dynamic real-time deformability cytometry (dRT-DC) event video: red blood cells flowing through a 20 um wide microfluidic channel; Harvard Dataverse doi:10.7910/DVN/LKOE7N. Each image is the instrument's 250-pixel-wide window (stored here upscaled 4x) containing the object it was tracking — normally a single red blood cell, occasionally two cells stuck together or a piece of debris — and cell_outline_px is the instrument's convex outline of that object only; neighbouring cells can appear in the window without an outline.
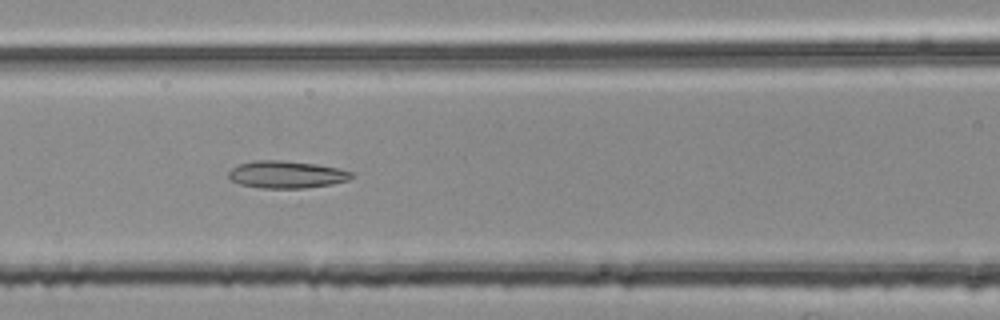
{"species": "common noctule bat (a hibernating species)", "species_latin": "Nyctalus noctula", "temperature_condition": "room temperature", "stored_images_in_passage": 44, "camera_frame_rate_fps": 3000, "um_per_image_px": 0.085, "animal": {"sex": "female", "body_mass_g": 25.1}, "frame": {"image": 1, "passage_image": 22, "time_ms": 7.0, "image_size_px": [1000, 320], "cell_outline_px": [[352, 176], [348, 180], [332, 184], [304, 188], [264, 188], [240, 184], [232, 180], [228, 176], [228, 172], [232, 168], [240, 164], [252, 160], [284, 160], [316, 164], [340, 168], [352, 172]], "centroid_in_image_um": [24.36, 14.82], "position_along_channel_um": 142.2, "area_um2": 19.54}}
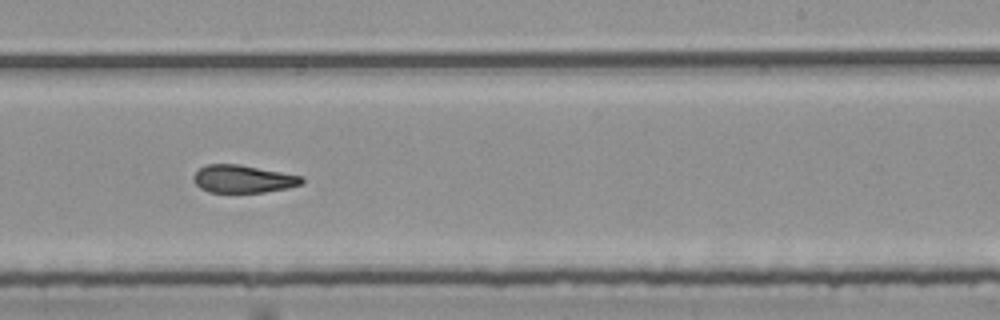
{"frame": {"image": 2, "passage_image": 32, "time_ms": 10.333, "image_size_px": [1000, 320], "cell_outline_px": [[304, 184], [288, 188], [264, 192], [208, 192], [200, 188], [192, 180], [192, 176], [200, 168], [208, 164], [240, 164], [304, 176]], "centroid_in_image_um": [20.69, 15.21], "position_along_channel_um": 268.3, "area_um2": 17.69}}
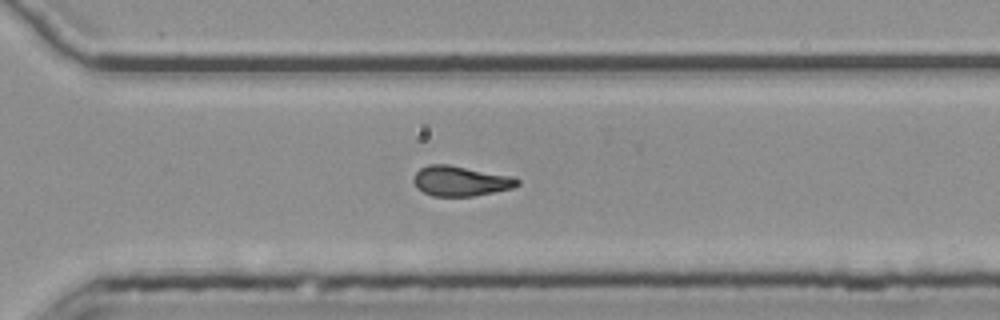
{"frame": {"image": 3, "passage_image": 37, "time_ms": 12.0, "image_size_px": [1000, 320], "cell_outline_px": [[520, 184], [512, 188], [472, 196], [432, 196], [416, 188], [412, 180], [412, 176], [420, 168], [428, 164], [448, 164], [512, 176], [520, 180]], "centroid_in_image_um": [39.1, 15.38], "position_along_channel_um": 331.5, "area_um2": 18.26}, "authors_computed_cell_mechanics": {"area_um2": 21.0392, "velocity_mm_per_s": 3.8031, "shape_relaxation_time_tau1_ms": null, "shape_relaxation_time_tau2_ms": 4.5981, "deformation_change_tau1": null, "deformation_change_tau2": 0.1329}}